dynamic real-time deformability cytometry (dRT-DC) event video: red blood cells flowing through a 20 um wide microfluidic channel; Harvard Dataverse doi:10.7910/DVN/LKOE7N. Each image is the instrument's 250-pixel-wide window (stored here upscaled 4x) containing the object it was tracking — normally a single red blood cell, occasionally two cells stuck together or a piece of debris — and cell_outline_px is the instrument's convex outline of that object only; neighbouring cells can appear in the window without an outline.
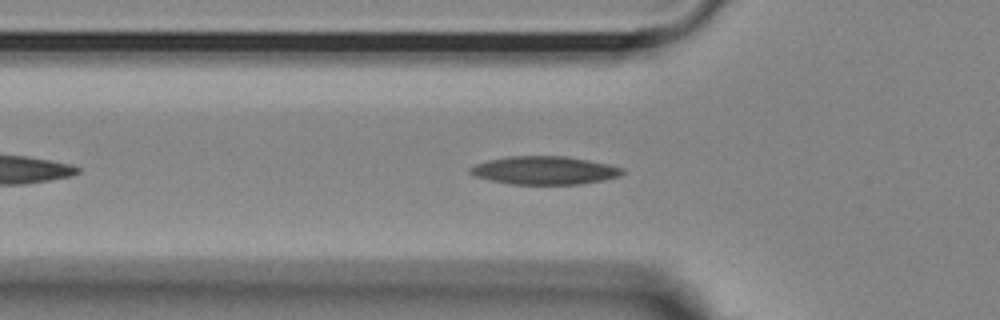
{"species": "Egyptian fruit bat (a non-hibernating species)", "species_latin": "Rousettus aegyptiacus", "temperature_condition": "room temperature", "stored_images_in_passage": 27, "camera_frame_rate_fps": 3000, "um_per_image_px": 0.085, "animal": {"sex": "female"}, "frame": {"image": 1, "passage_image": 8, "time_ms": 2.333, "image_size_px": [1000, 320], "cell_outline_px": [[624, 172], [620, 176], [604, 180], [580, 184], [512, 184], [488, 180], [476, 176], [468, 172], [468, 168], [476, 164], [488, 160], [508, 156], [564, 156], [588, 160], [608, 164], [624, 168]], "centroid_in_image_um": [46.27, 14.48], "position_along_channel_um": 79.5, "area_um2": 25.03}}
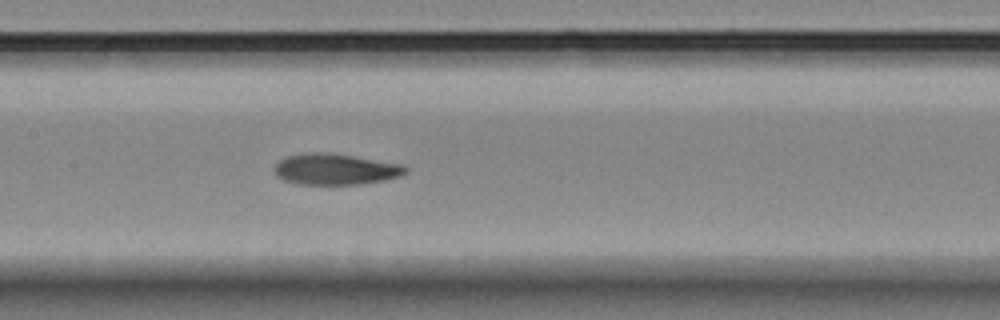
{"frame": {"image": 2, "passage_image": 16, "time_ms": 5.0, "image_size_px": [1000, 320], "cell_outline_px": [[408, 172], [400, 176], [384, 180], [360, 184], [296, 184], [284, 180], [276, 176], [276, 164], [280, 160], [288, 156], [308, 152], [328, 152], [404, 164], [408, 168]], "centroid_in_image_um": [28.55, 14.38], "position_along_channel_um": 178.9, "area_um2": 23.76}}
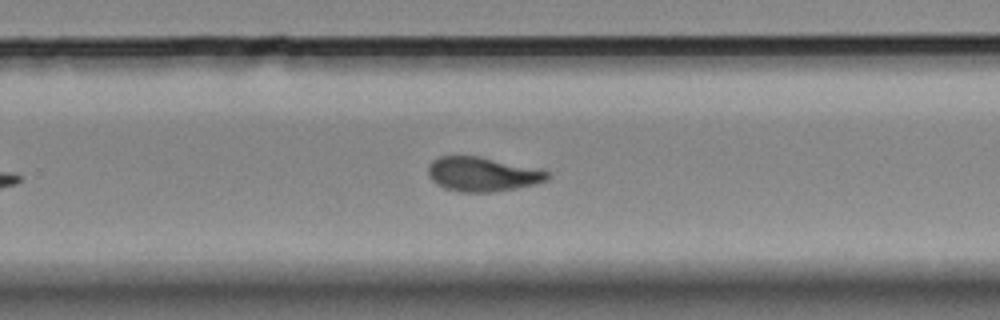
{"frame": {"image": 3, "passage_image": 25, "time_ms": 8.0, "image_size_px": [1000, 320], "cell_outline_px": [[552, 176], [548, 180], [536, 184], [516, 188], [492, 192], [460, 192], [444, 188], [436, 184], [428, 176], [428, 164], [432, 160], [440, 156], [480, 156], [544, 168]], "centroid_in_image_um": [41.07, 14.79], "position_along_channel_um": 288.7, "area_um2": 24.51}}